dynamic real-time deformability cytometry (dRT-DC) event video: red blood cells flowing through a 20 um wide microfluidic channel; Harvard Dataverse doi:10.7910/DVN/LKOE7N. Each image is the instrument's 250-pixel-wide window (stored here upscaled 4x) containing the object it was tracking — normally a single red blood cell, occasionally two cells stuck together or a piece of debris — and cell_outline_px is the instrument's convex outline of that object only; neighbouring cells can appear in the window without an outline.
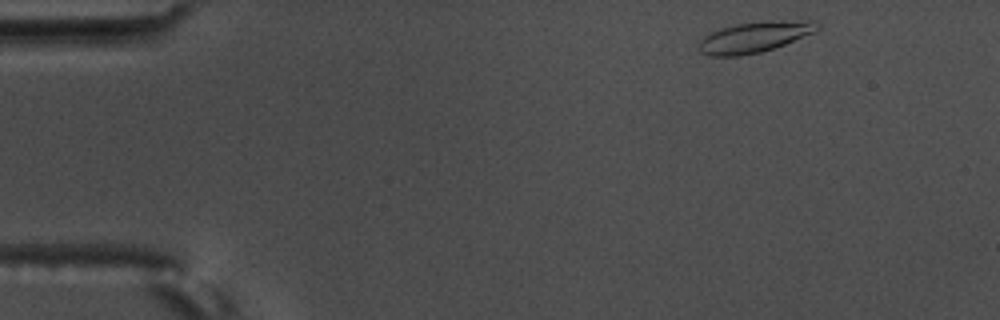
{"species": "common noctule bat (a hibernating species)", "species_latin": "Nyctalus noctula", "temperature_condition": "warm", "stored_images_in_passage": 52, "camera_frame_rate_fps": 3000, "um_per_image_px": 0.085, "animal": {"sex": "male", "body_mass_g": 17.5, "forearm_length_mm": 52.3}, "frame": {"image": 1, "passage_image": 1, "time_ms": 0.0, "image_size_px": [1000, 320], "cell_outline_px": [[820, 28], [816, 32], [784, 44], [760, 52], [740, 56], [708, 56], [700, 52], [696, 48], [700, 40], [704, 36], [720, 28], [736, 24], [772, 20], [816, 20], [820, 24]], "centroid_in_image_um": [64.14, 3.14], "position_along_channel_um": 20.9, "area_um2": 21.5}}
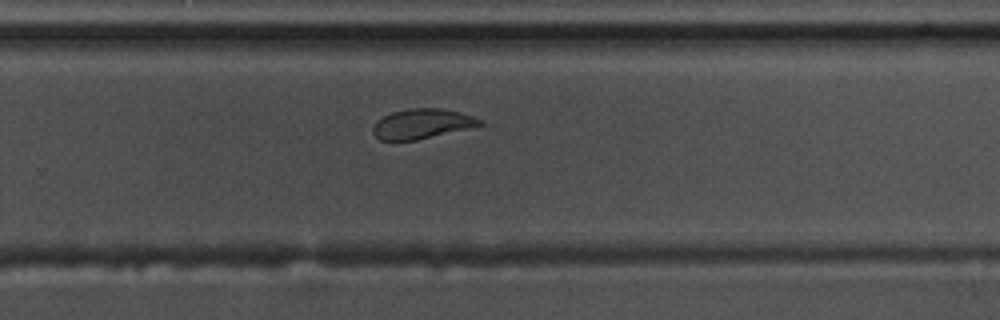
{"frame": {"image": 2, "passage_image": 32, "time_ms": 10.333, "image_size_px": [1000, 320], "cell_outline_px": [[484, 124], [468, 128], [416, 140], [380, 140], [372, 132], [372, 128], [376, 120], [392, 112], [408, 108], [440, 108], [460, 112], [472, 116], [480, 120]], "centroid_in_image_um": [35.82, 10.51], "position_along_channel_um": 294.0, "area_um2": 18.38}}
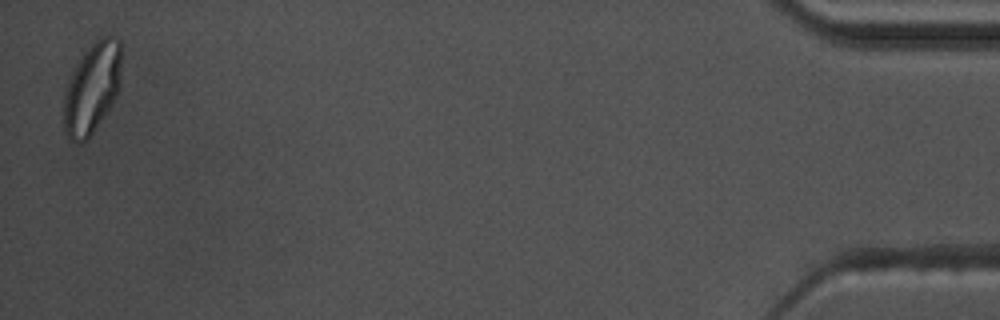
{"frame": {"image": 3, "passage_image": 51, "time_ms": 16.667, "image_size_px": [1000, 320], "cell_outline_px": [[120, 88], [108, 112], [88, 140], [84, 144], [80, 144], [68, 140], [64, 132], [64, 96], [68, 84], [84, 52], [100, 36], [112, 36], [120, 40]], "centroid_in_image_um": [7.84, 7.57], "position_along_channel_um": 427.4, "area_um2": 30.52}, "authors_computed_cell_mechanics": {"area_um2": 20.0566, "velocity_mm_per_s": 3.5257, "shape_relaxation_time_tau1_ms": 5.0179, "shape_relaxation_time_tau2_ms": 1.6121, "deformation_change_tau1": 0.1743, "deformation_change_tau2": 0.0789}}